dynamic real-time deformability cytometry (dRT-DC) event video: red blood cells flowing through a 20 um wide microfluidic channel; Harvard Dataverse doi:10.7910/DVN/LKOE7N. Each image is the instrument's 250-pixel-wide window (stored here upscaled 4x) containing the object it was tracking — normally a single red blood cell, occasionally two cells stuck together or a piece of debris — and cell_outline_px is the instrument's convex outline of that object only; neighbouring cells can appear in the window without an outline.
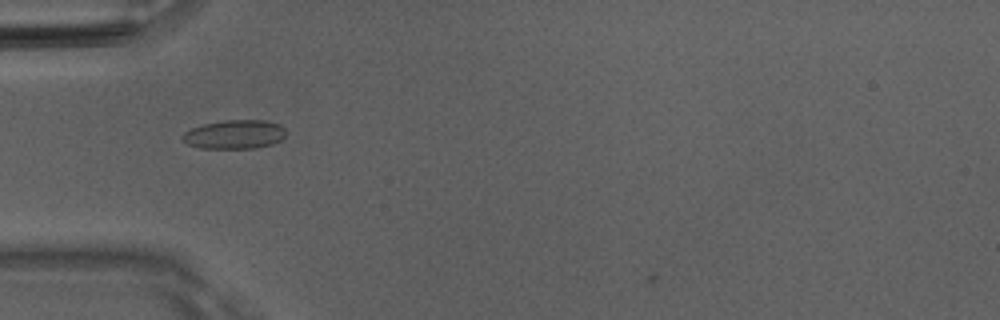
{"species": "Egyptian fruit bat (a non-hibernating species)", "species_latin": "Rousettus aegyptiacus", "temperature_condition": "room temperature", "stored_images_in_passage": 37, "camera_frame_rate_fps": 3000, "um_per_image_px": 0.085, "animal": {"sex": "male"}, "frame": {"image": 1, "passage_image": 3, "time_ms": 0.667, "image_size_px": [1000, 320], "cell_outline_px": [[284, 136], [280, 140], [272, 144], [252, 148], [200, 148], [188, 144], [180, 136], [184, 132], [192, 128], [204, 124], [224, 120], [264, 120], [280, 124], [284, 128]], "centroid_in_image_um": [19.92, 11.42], "position_along_channel_um": 65.1, "area_um2": 17.28}}
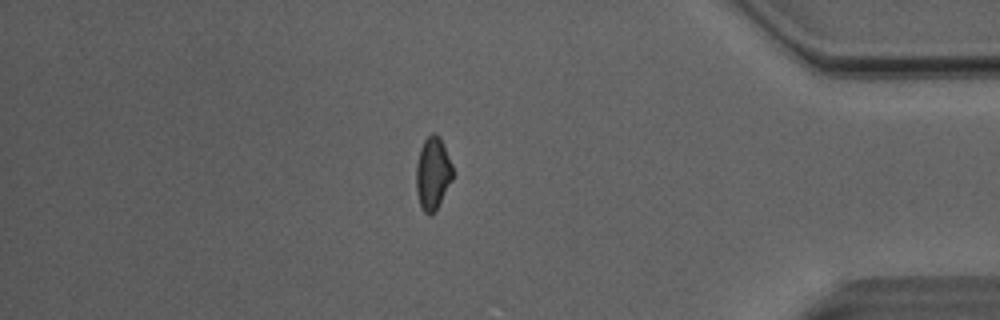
{"frame": {"image": 2, "passage_image": 30, "time_ms": 9.667, "image_size_px": [1000, 320], "cell_outline_px": [[452, 180], [436, 208], [428, 216], [424, 212], [420, 204], [416, 192], [416, 164], [420, 148], [424, 140], [432, 132], [436, 132], [440, 136], [452, 164]], "centroid_in_image_um": [36.77, 14.68], "position_along_channel_um": 398.4, "area_um2": 15.37}}
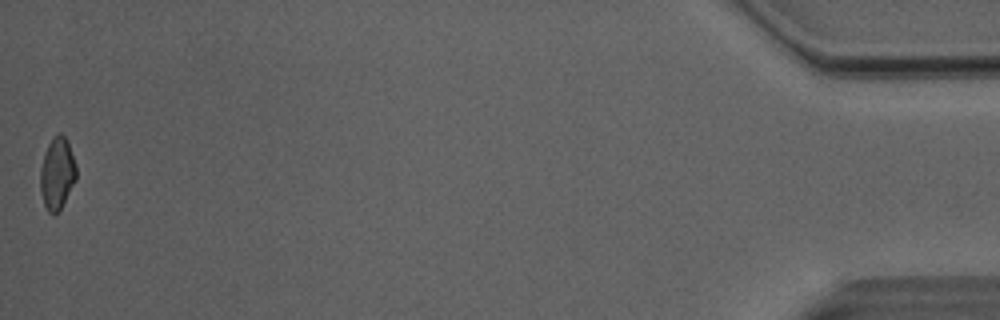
{"frame": {"image": 3, "passage_image": 37, "time_ms": 12.0, "image_size_px": [1000, 320], "cell_outline_px": [[76, 180], [60, 208], [52, 216], [48, 212], [44, 204], [40, 188], [40, 168], [48, 144], [60, 132], [68, 140], [76, 164]], "centroid_in_image_um": [4.86, 14.74], "position_along_channel_um": 430.3, "area_um2": 14.91}, "authors_computed_cell_mechanics": {"area_um2": 15.6638, "velocity_mm_per_s": 4.0932, "shape_relaxation_time_tau1_ms": 10.3128, "shape_relaxation_time_tau2_ms": 2.6418, "deformation_change_tau1": 0.1688, "deformation_change_tau2": 0.0839}}